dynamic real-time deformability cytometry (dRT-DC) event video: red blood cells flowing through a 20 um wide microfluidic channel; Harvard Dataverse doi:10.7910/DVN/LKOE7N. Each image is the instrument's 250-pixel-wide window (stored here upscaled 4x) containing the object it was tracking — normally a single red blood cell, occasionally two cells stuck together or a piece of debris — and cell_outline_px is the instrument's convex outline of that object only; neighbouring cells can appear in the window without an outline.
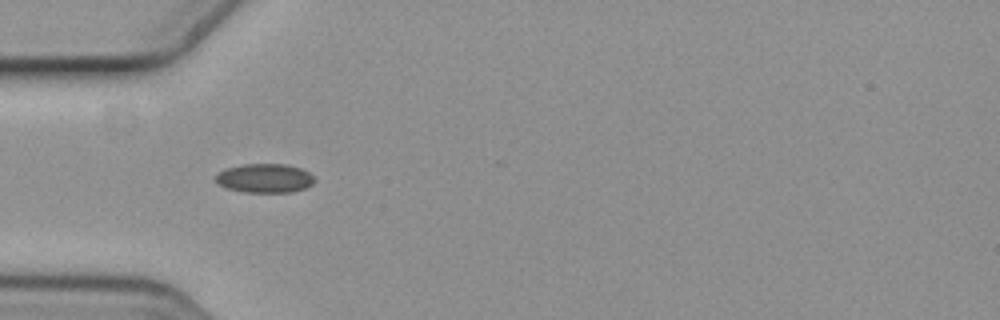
{"species": "common noctule bat (a hibernating species)", "species_latin": "Nyctalus noctula", "temperature_condition": "cold", "stored_images_in_passage": 11, "camera_frame_rate_fps": 3000, "um_per_image_px": 0.085, "animal": {"sex": "female", "body_mass_g": 19.3, "forearm_length_mm": 54.1}, "frame": {"image": 1, "passage_image": 5, "time_ms": 1.333, "image_size_px": [1000, 320], "cell_outline_px": [[316, 180], [308, 188], [292, 192], [244, 192], [228, 188], [220, 184], [216, 180], [216, 176], [224, 168], [244, 164], [284, 164], [300, 168], [308, 172]], "centroid_in_image_um": [22.54, 15.15], "position_along_channel_um": 62.5, "area_um2": 16.65}}
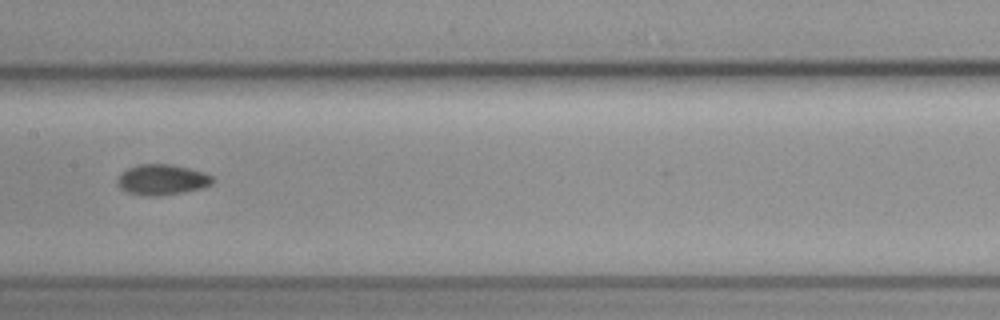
{"frame": {"image": 2, "passage_image": 8, "time_ms": 2.333, "image_size_px": [1000, 320], "cell_outline_px": [[212, 184], [204, 188], [184, 192], [160, 196], [148, 196], [128, 192], [120, 188], [120, 176], [128, 168], [140, 164], [172, 164], [204, 172], [212, 176]], "centroid_in_image_um": [13.84, 15.28], "position_along_channel_um": 193.6, "area_um2": 16.7}}
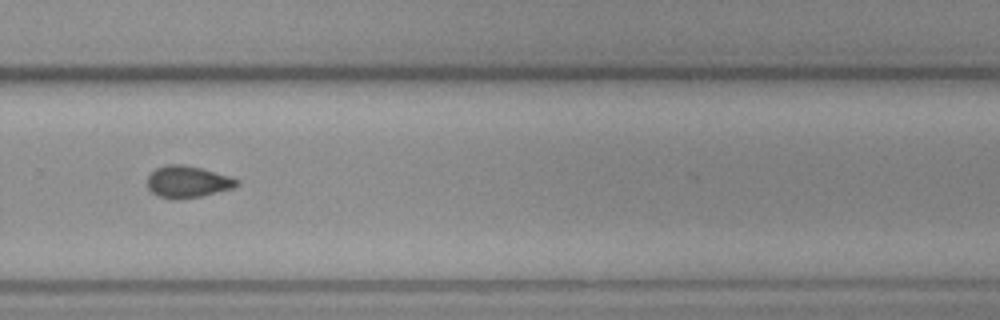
{"frame": {"image": 3, "passage_image": 11, "time_ms": 3.333, "image_size_px": [1000, 320], "cell_outline_px": [[240, 184], [232, 188], [200, 196], [176, 200], [156, 196], [148, 188], [148, 176], [156, 168], [168, 164], [184, 164], [200, 168], [228, 176], [240, 180]], "centroid_in_image_um": [15.92, 15.46], "position_along_channel_um": 313.9, "area_um2": 16.47}}